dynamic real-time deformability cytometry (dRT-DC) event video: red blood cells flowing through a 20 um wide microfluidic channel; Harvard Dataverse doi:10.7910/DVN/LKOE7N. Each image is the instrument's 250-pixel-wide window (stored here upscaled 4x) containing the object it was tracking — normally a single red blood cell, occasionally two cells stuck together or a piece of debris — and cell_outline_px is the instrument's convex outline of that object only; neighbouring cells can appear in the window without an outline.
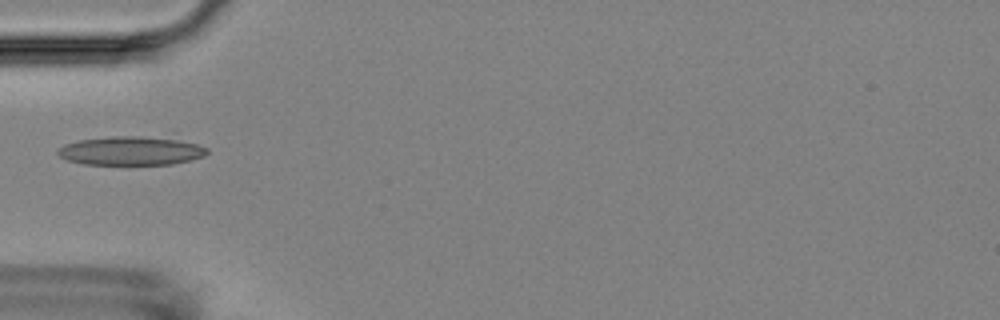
{"species": "Egyptian fruit bat (a non-hibernating species)", "species_latin": "Rousettus aegyptiacus", "temperature_condition": "room temperature", "stored_images_in_passage": 5, "camera_frame_rate_fps": 3000, "um_per_image_px": 0.085, "animal": {"sex": "female"}, "frame": {"image": 1, "passage_image": 5, "time_ms": 5.333, "image_size_px": [1000, 320], "cell_outline_px": [[208, 152], [204, 156], [172, 164], [84, 164], [68, 160], [60, 156], [56, 152], [64, 144], [80, 140], [112, 136], [140, 136], [176, 140], [196, 144], [208, 148]], "centroid_in_image_um": [11.1, 12.82], "position_along_channel_um": 73.9, "area_um2": 24.57}}